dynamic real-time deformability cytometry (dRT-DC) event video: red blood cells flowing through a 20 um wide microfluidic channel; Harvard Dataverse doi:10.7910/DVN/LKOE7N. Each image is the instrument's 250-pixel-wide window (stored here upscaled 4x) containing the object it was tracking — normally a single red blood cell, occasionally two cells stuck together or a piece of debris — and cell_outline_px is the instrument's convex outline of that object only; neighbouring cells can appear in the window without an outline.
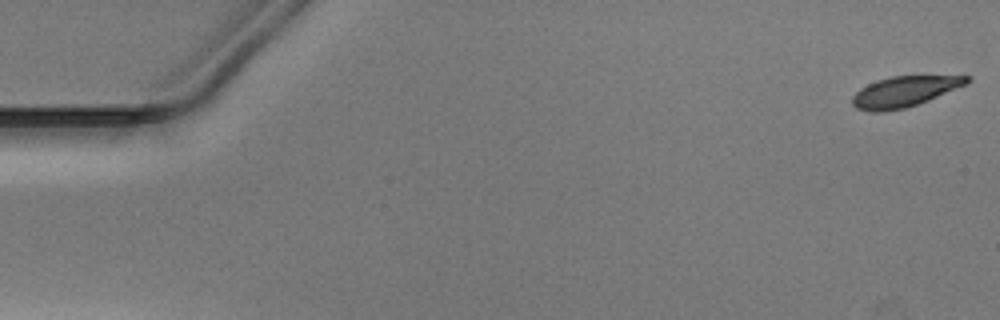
{"species": "Egyptian fruit bat (a non-hibernating species)", "species_latin": "Rousettus aegyptiacus", "temperature_condition": "warm", "stored_images_in_passage": 16, "camera_frame_rate_fps": 3000, "um_per_image_px": 0.085, "animal": {"sex": "male"}, "frame": {"image": 1, "passage_image": 1, "time_ms": 0.0, "image_size_px": [1000, 320], "cell_outline_px": [[972, 80], [968, 84], [928, 100], [904, 108], [884, 112], [872, 112], [856, 108], [852, 104], [852, 96], [860, 88], [876, 80], [892, 76], [972, 76]], "centroid_in_image_um": [76.87, 7.78], "position_along_channel_um": 8.1, "area_um2": 20.4}}
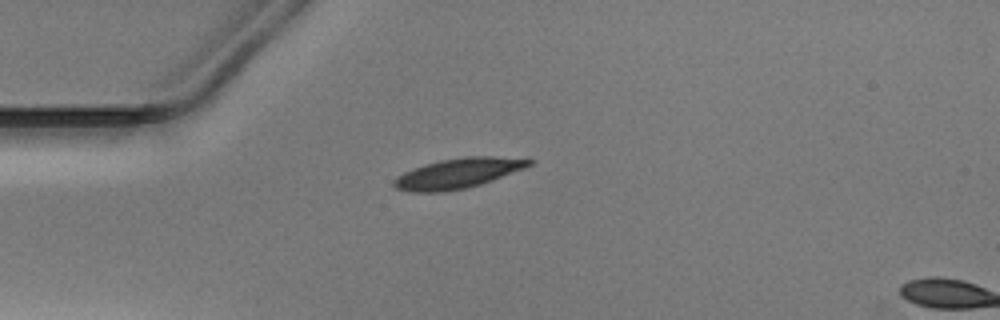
{"frame": {"image": 2, "passage_image": 14, "time_ms": 4.333, "image_size_px": [1000, 320], "cell_outline_px": [[536, 160], [532, 164], [524, 168], [492, 180], [468, 188], [444, 192], [408, 192], [396, 188], [392, 184], [392, 180], [396, 176], [412, 168], [424, 164], [440, 160], [464, 156], [492, 156]], "centroid_in_image_um": [38.87, 14.73], "position_along_channel_um": 46.1, "area_um2": 23.81}}